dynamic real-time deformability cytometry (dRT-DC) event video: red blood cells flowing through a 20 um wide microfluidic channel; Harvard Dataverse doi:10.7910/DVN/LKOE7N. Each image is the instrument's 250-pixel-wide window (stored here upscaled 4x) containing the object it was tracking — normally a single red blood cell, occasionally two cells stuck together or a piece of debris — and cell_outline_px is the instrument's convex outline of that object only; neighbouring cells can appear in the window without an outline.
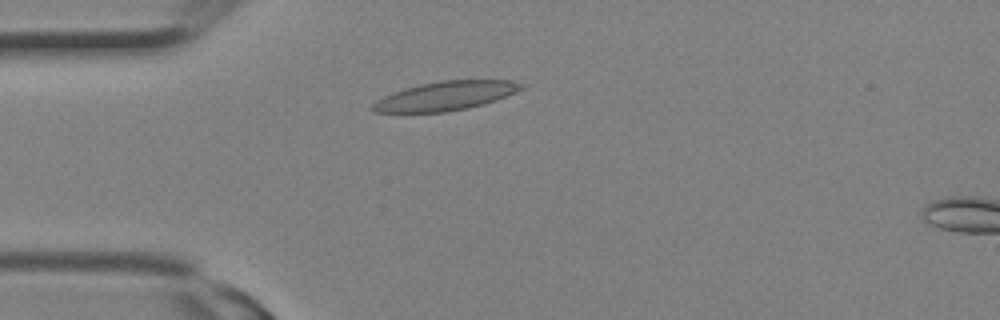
{"species": "Egyptian fruit bat (a non-hibernating species)", "species_latin": "Rousettus aegyptiacus", "temperature_condition": "room temperature", "stored_images_in_passage": 8, "camera_frame_rate_fps": 3000, "um_per_image_px": 0.085, "animal": {"sex": "female"}, "frame": {"image": 1, "passage_image": 5, "time_ms": 1.333, "image_size_px": [1000, 320], "cell_outline_px": [[524, 88], [516, 92], [496, 100], [484, 104], [468, 108], [444, 112], [372, 112], [368, 108], [376, 100], [392, 92], [404, 88], [420, 84], [444, 80], [512, 80], [524, 84]], "centroid_in_image_um": [37.85, 8.15], "position_along_channel_um": 47.1, "area_um2": 25.2}}
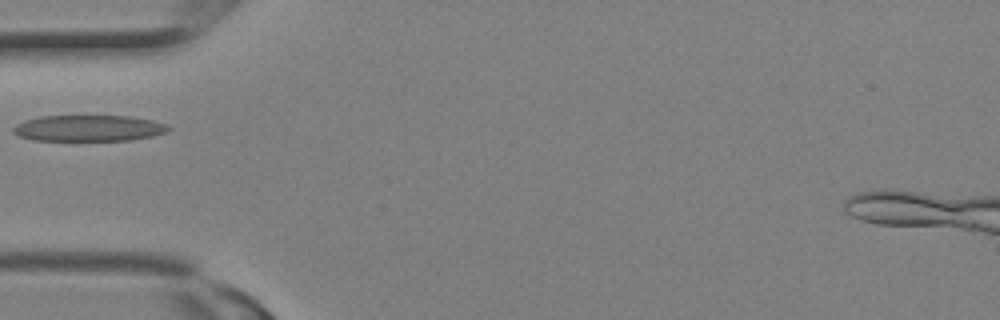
{"frame": {"image": 2, "passage_image": 7, "time_ms": 2.0, "image_size_px": [1000, 320], "cell_outline_px": [[172, 128], [168, 132], [152, 136], [128, 140], [32, 140], [20, 136], [12, 132], [12, 128], [16, 124], [24, 120], [40, 116], [128, 116], [152, 120], [168, 124]], "centroid_in_image_um": [7.55, 10.89], "position_along_channel_um": 77.5, "area_um2": 23.7}}